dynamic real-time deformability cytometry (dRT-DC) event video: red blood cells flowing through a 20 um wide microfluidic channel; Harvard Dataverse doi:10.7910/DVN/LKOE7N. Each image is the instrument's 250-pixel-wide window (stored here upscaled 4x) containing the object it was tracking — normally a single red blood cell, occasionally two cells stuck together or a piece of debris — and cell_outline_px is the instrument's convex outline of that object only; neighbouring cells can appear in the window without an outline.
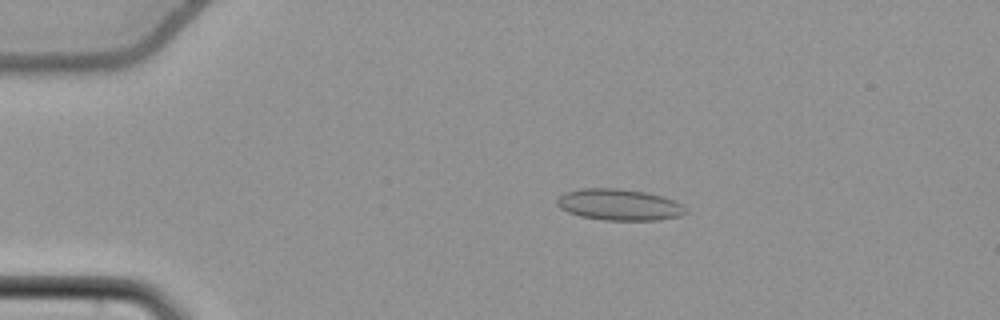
{"species": "common noctule bat (a hibernating species)", "species_latin": "Nyctalus noctula", "temperature_condition": "cold", "stored_images_in_passage": 55, "camera_frame_rate_fps": 3000, "um_per_image_px": 0.085, "animal": {"sex": "female", "body_mass_g": 22.7, "forearm_length_mm": 54.2}, "frame": {"image": 1, "passage_image": 12, "time_ms": 3.667, "image_size_px": [1000, 320], "cell_outline_px": [[688, 212], [680, 216], [660, 220], [604, 220], [580, 216], [568, 212], [560, 208], [556, 204], [556, 200], [564, 192], [580, 188], [620, 188], [648, 192], [664, 196], [676, 200], [688, 208]], "centroid_in_image_um": [52.67, 17.39], "position_along_channel_um": 32.3, "area_um2": 23.99}}
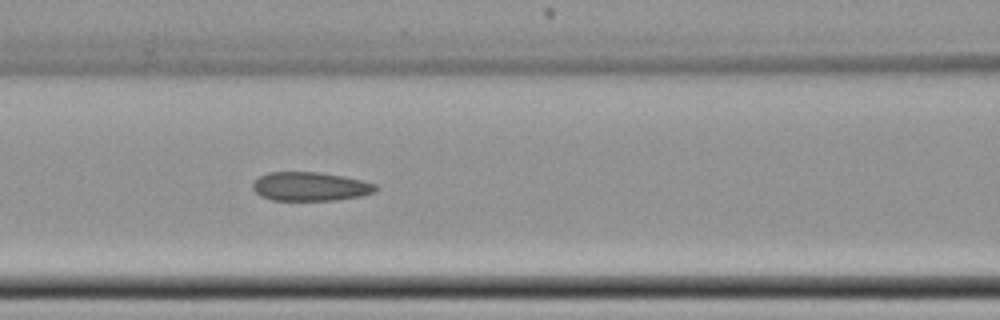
{"frame": {"image": 2, "passage_image": 25, "time_ms": 8.0, "image_size_px": [1000, 320], "cell_outline_px": [[380, 188], [376, 192], [360, 196], [332, 200], [272, 200], [260, 196], [252, 188], [252, 184], [260, 176], [268, 172], [320, 172], [344, 176], [376, 184]], "centroid_in_image_um": [26.38, 15.85], "position_along_channel_um": 140.2, "area_um2": 20.69}}
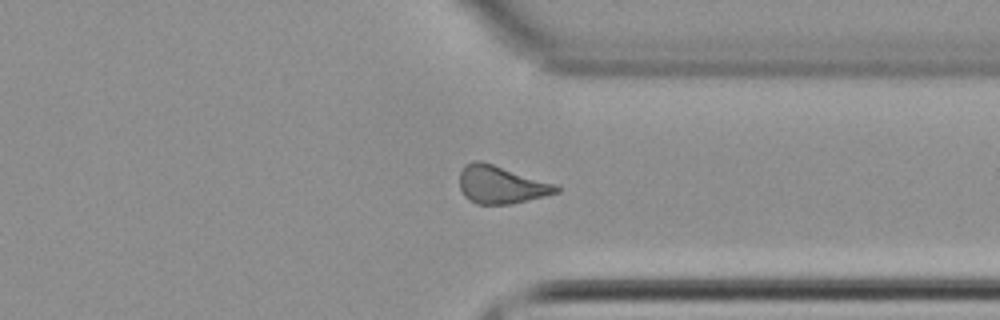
{"frame": {"image": 3, "passage_image": 43, "time_ms": 14.0, "image_size_px": [1000, 320], "cell_outline_px": [[560, 192], [512, 204], [476, 204], [468, 200], [464, 196], [460, 188], [460, 172], [464, 164], [472, 160], [480, 160], [556, 184], [560, 188]], "centroid_in_image_um": [42.56, 15.7], "position_along_channel_um": 368.8, "area_um2": 21.39}, "authors_computed_cell_mechanics": {"area_um2": 21.386, "velocity_mm_per_s": 3.8111, "shape_relaxation_time_tau1_ms": null, "shape_relaxation_time_tau2_ms": 3.7486, "deformation_change_tau1": null, "deformation_change_tau2": 0.1001}}